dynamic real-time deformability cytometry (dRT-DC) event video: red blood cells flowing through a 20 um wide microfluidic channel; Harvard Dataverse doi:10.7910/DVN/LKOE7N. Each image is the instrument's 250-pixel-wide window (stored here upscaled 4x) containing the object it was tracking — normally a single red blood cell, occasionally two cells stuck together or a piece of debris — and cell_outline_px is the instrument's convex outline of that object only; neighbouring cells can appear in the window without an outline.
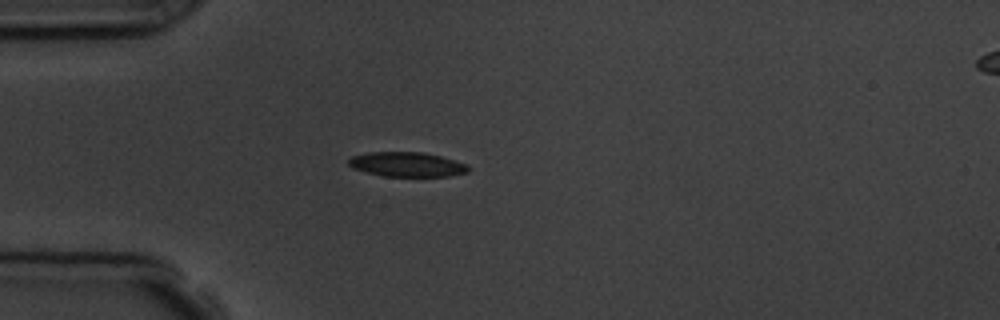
{"species": "common noctule bat (a hibernating species)", "species_latin": "Nyctalus noctula", "temperature_condition": "room temperature", "stored_images_in_passage": 5, "camera_frame_rate_fps": 3000, "um_per_image_px": 0.085, "animal": {"sex": "male", "body_mass_g": 19.5, "forearm_length_mm": 54.6}, "frame": {"image": 1, "passage_image": 3, "time_ms": 3.333, "image_size_px": [1000, 320], "cell_outline_px": [[468, 172], [448, 176], [384, 176], [352, 168], [348, 164], [348, 160], [352, 156], [368, 152], [424, 152], [440, 156], [468, 164]], "centroid_in_image_um": [34.58, 13.97], "position_along_channel_um": 50.4, "area_um2": 17.05}}